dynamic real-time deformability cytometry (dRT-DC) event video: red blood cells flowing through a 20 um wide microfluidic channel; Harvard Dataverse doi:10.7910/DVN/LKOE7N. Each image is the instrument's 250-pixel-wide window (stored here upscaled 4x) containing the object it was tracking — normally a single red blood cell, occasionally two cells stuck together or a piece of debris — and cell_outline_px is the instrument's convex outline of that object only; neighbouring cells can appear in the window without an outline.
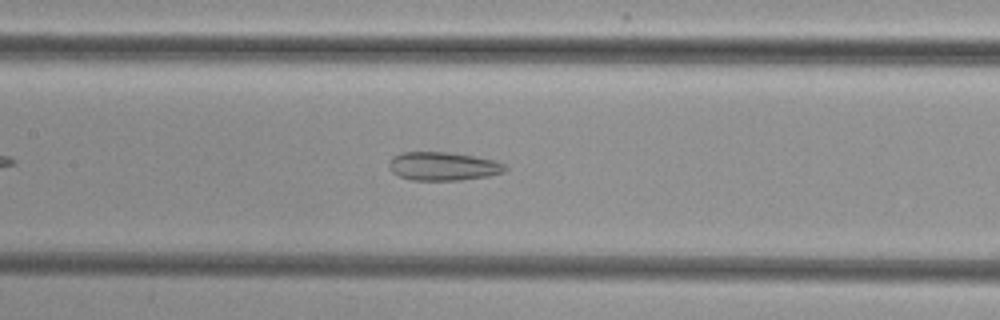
{"species": "common noctule bat (a hibernating species)", "species_latin": "Nyctalus noctula", "temperature_condition": "cold", "stored_images_in_passage": 42, "camera_frame_rate_fps": 3000, "um_per_image_px": 0.085, "animal": {"sex": "female", "body_mass_g": 29.2, "forearm_length_mm": 56.3}, "frame": {"image": 1, "passage_image": 14, "time_ms": 4.333, "image_size_px": [1000, 320], "cell_outline_px": [[508, 168], [504, 172], [488, 176], [460, 180], [412, 180], [400, 176], [392, 172], [388, 168], [388, 160], [392, 156], [400, 152], [444, 152], [472, 156], [496, 160], [504, 164]], "centroid_in_image_um": [37.63, 14.13], "position_along_channel_um": 169.8, "area_um2": 19.36}}
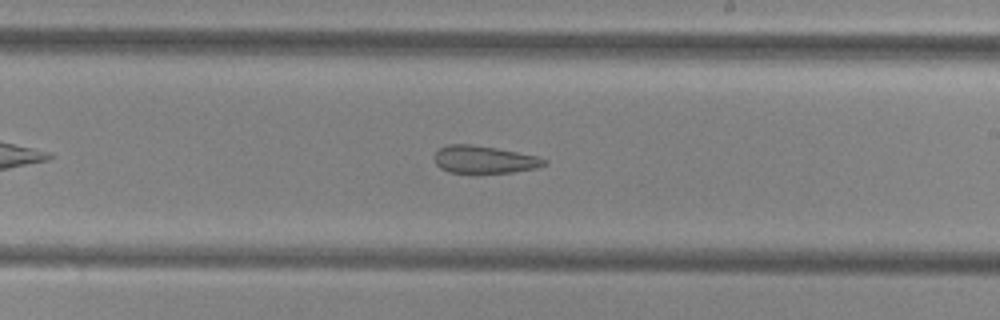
{"frame": {"image": 2, "passage_image": 20, "time_ms": 6.333, "image_size_px": [1000, 320], "cell_outline_px": [[548, 164], [540, 168], [512, 172], [476, 176], [472, 176], [448, 172], [440, 168], [436, 164], [432, 156], [440, 148], [448, 144], [472, 144], [496, 148], [536, 156], [548, 160]], "centroid_in_image_um": [41.13, 13.62], "position_along_channel_um": 247.9, "area_um2": 18.61}}
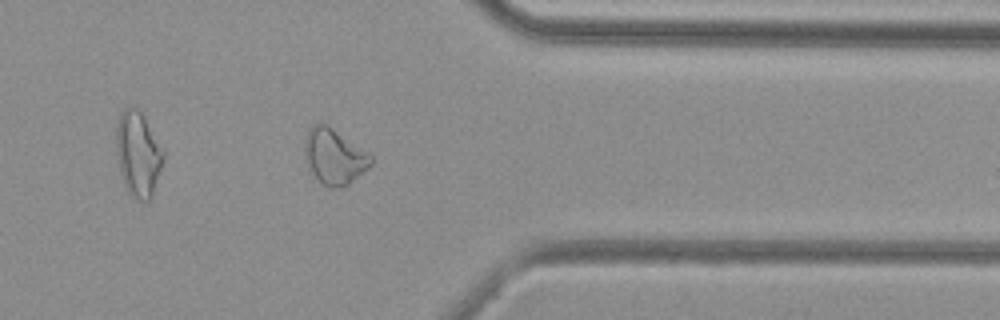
{"frame": {"image": 3, "passage_image": 31, "time_ms": 10.0, "image_size_px": [1000, 320], "cell_outline_px": [[372, 164], [368, 168], [344, 188], [328, 188], [320, 184], [308, 172], [304, 156], [304, 144], [308, 132], [320, 120], [372, 152]], "centroid_in_image_um": [28.42, 13.33], "position_along_channel_um": 383.0, "area_um2": 22.31}}